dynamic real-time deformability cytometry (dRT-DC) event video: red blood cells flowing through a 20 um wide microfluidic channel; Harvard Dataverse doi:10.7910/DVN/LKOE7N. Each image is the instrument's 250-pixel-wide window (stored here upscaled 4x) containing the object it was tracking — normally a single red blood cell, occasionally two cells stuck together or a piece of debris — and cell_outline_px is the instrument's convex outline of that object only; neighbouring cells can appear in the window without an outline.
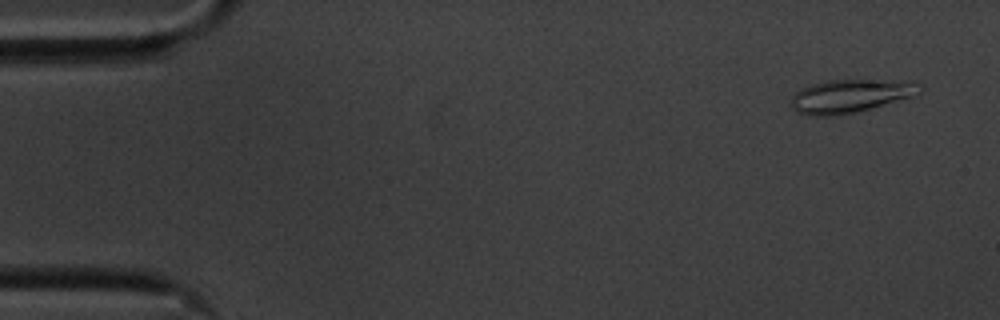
{"species": "common noctule bat (a hibernating species)", "species_latin": "Nyctalus noctula", "temperature_condition": "cold", "stored_images_in_passage": 55, "segment_of_instrument_passage": [1, 2], "camera_frame_rate_fps": 3000, "um_per_image_px": 0.085, "animal": {"sex": "male", "body_mass_g": 20.1, "forearm_length_mm": 53.5}, "frame": {"image": 1, "passage_image": 1, "time_ms": 0.0, "image_size_px": [1000, 320], "cell_outline_px": [[924, 88], [912, 96], [872, 108], [856, 112], [828, 116], [812, 116], [796, 112], [788, 104], [792, 96], [800, 88], [812, 84], [828, 80], [864, 80], [920, 84]], "centroid_in_image_um": [72.14, 8.18], "position_along_channel_um": 12.9, "area_um2": 24.45}}
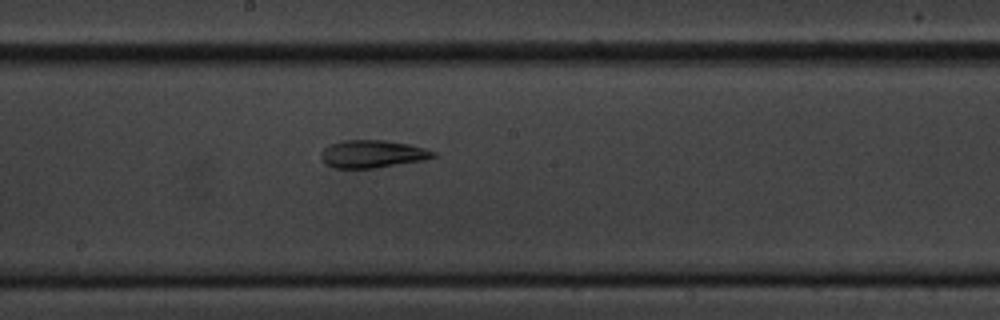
{"frame": {"image": 2, "passage_image": 28, "time_ms": 9.0, "image_size_px": [1000, 320], "cell_outline_px": [[436, 156], [424, 160], [376, 168], [332, 168], [324, 164], [320, 156], [320, 152], [324, 148], [340, 140], [384, 140], [408, 144], [424, 148], [436, 152]], "centroid_in_image_um": [31.62, 13.09], "position_along_channel_um": 216.6, "area_um2": 18.21}}
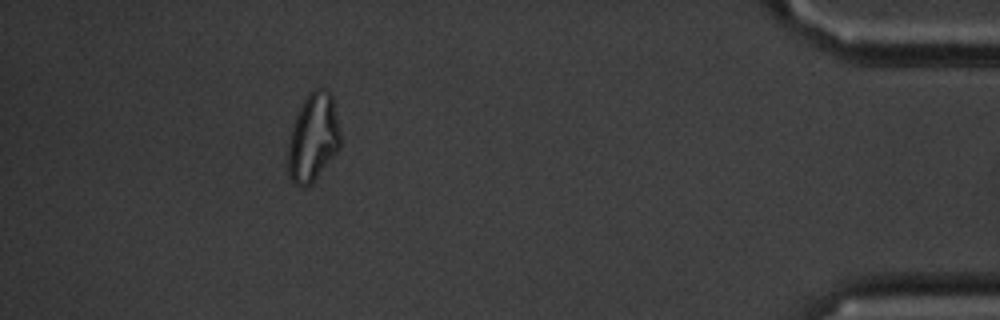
{"frame": {"image": 3, "passage_image": 49, "time_ms": 16.0, "image_size_px": [1000, 320], "cell_outline_px": [[340, 148], [312, 184], [304, 188], [300, 188], [288, 176], [288, 144], [292, 128], [296, 116], [308, 92], [316, 88], [324, 88], [332, 96], [340, 132]], "centroid_in_image_um": [26.61, 11.73], "position_along_channel_um": 408.6, "area_um2": 26.88}}